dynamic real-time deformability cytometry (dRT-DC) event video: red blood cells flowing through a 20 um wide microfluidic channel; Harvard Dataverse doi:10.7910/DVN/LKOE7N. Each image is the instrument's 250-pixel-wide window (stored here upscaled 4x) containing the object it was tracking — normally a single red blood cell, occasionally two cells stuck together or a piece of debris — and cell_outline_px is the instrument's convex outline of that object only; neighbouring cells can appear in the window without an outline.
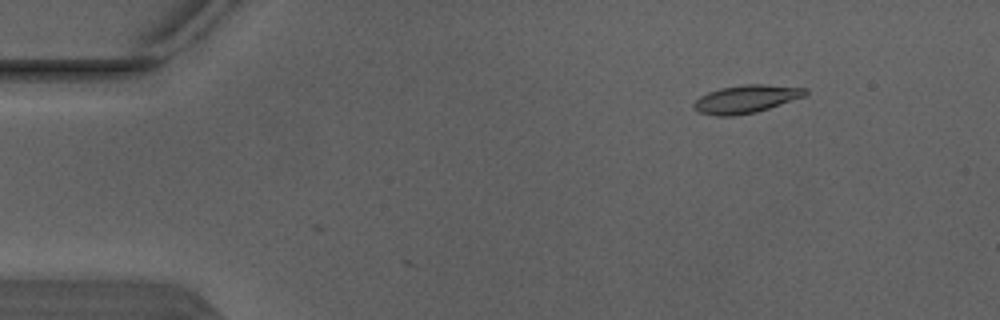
{"species": "Egyptian fruit bat (a non-hibernating species)", "species_latin": "Rousettus aegyptiacus", "temperature_condition": "warm", "stored_images_in_passage": 4, "camera_frame_rate_fps": 3000, "um_per_image_px": 0.085, "animal": {"sex": "male"}, "frame": {"image": 1, "passage_image": 2, "time_ms": 0.333, "image_size_px": [1000, 320], "cell_outline_px": [[808, 92], [804, 96], [756, 112], [732, 116], [716, 116], [700, 112], [692, 108], [692, 104], [700, 96], [708, 92], [720, 88], [744, 84], [764, 84], [808, 88]], "centroid_in_image_um": [63.39, 8.41], "position_along_channel_um": 21.6, "area_um2": 18.09}}